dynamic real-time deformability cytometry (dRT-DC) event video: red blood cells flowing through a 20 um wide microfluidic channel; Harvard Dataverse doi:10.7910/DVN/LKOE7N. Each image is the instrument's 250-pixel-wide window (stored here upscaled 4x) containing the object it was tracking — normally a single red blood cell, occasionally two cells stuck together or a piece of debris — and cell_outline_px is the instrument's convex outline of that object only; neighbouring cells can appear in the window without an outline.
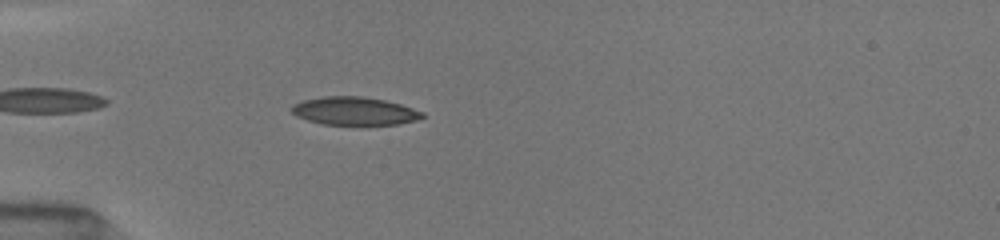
{"species": "common noctule bat (a hibernating species)", "species_latin": "Nyctalus noctula", "temperature_condition": "room temperature", "stored_images_in_passage": 39, "camera_frame_rate_fps": 3000, "um_per_image_px": 0.085, "animal": {"sex": "female", "body_mass_g": 19.5, "forearm_length_mm": 54.1}, "frame": {"image": 1, "passage_image": 4, "time_ms": 1.0, "image_size_px": [1000, 240], "cell_outline_px": [[424, 116], [416, 120], [396, 124], [320, 124], [296, 116], [292, 112], [292, 104], [300, 100], [324, 96], [360, 96], [384, 100], [400, 104], [424, 112]], "centroid_in_image_um": [30.08, 9.42], "position_along_channel_um": 54.9, "area_um2": 21.27}}
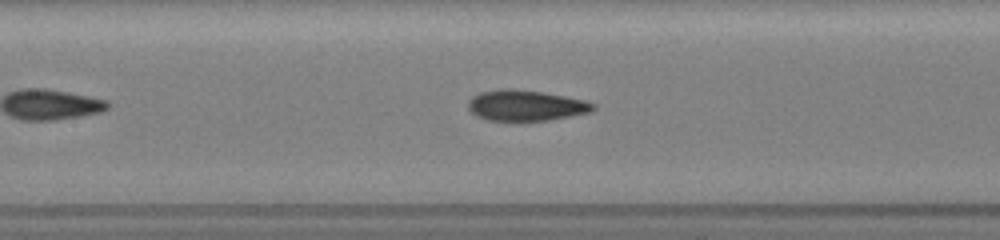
{"frame": {"image": 2, "passage_image": 13, "time_ms": 4.0, "image_size_px": [1000, 240], "cell_outline_px": [[596, 108], [592, 112], [548, 120], [488, 120], [476, 116], [468, 108], [468, 100], [472, 96], [480, 92], [500, 88], [512, 88], [544, 92], [584, 100], [596, 104]], "centroid_in_image_um": [44.69, 8.95], "position_along_channel_um": 162.7, "area_um2": 22.48}}
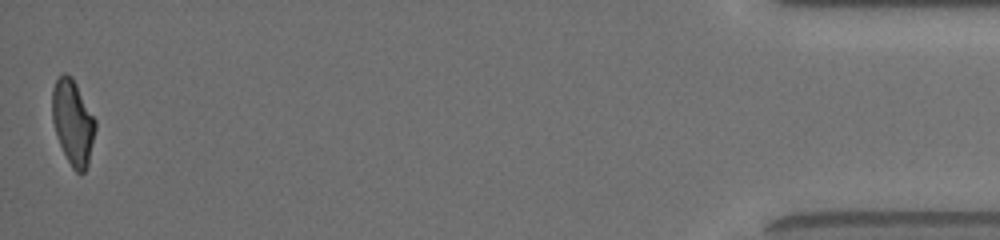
{"frame": {"image": 3, "passage_image": 39, "time_ms": 12.667, "image_size_px": [1000, 240], "cell_outline_px": [[96, 128], [88, 164], [84, 172], [76, 172], [72, 168], [60, 144], [52, 120], [52, 88], [56, 80], [64, 72], [72, 76], [96, 120]], "centroid_in_image_um": [6.2, 10.37], "position_along_channel_um": 429.0, "area_um2": 21.21}, "authors_computed_cell_mechanics": {"area_um2": 21.8484, "velocity_mm_per_s": 4.0349, "shape_relaxation_time_tau1_ms": 6.1485, "shape_relaxation_time_tau2_ms": 1.7207, "deformation_change_tau1": 0.2068, "deformation_change_tau2": 0.0656}}